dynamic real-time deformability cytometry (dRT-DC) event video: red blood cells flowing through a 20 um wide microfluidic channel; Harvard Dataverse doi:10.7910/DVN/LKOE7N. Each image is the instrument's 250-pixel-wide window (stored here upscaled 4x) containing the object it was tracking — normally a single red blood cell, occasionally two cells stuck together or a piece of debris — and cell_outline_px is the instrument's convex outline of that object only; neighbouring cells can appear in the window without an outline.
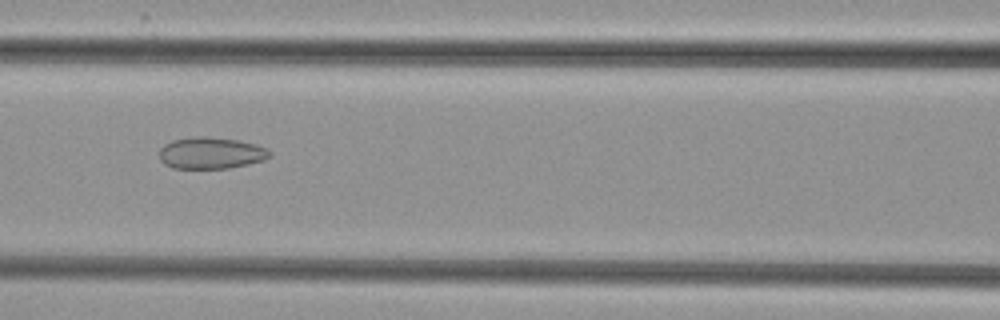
{"species": "common noctule bat (a hibernating species)", "species_latin": "Nyctalus noctula", "temperature_condition": "cold", "stored_images_in_passage": 41, "camera_frame_rate_fps": 3000, "um_per_image_px": 0.085, "animal": {"sex": "female", "body_mass_g": 29.2, "forearm_length_mm": 56.3}, "frame": {"image": 1, "passage_image": 16, "time_ms": 5.0, "image_size_px": [1000, 320], "cell_outline_px": [[272, 156], [264, 160], [248, 164], [228, 168], [172, 168], [164, 164], [160, 160], [160, 148], [164, 144], [172, 140], [196, 136], [204, 136], [240, 140], [256, 144], [268, 148], [272, 152]], "centroid_in_image_um": [17.96, 13.0], "position_along_channel_um": 148.6, "area_um2": 20.58}}
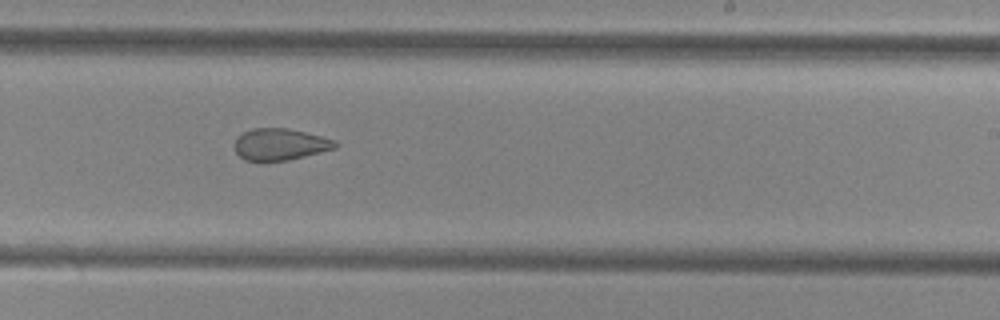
{"frame": {"image": 2, "passage_image": 25, "time_ms": 8.0, "image_size_px": [1000, 320], "cell_outline_px": [[340, 144], [336, 148], [288, 160], [244, 160], [236, 152], [232, 144], [236, 136], [252, 128], [288, 128], [336, 140]], "centroid_in_image_um": [23.78, 12.25], "position_along_channel_um": 265.2, "area_um2": 18.61}}
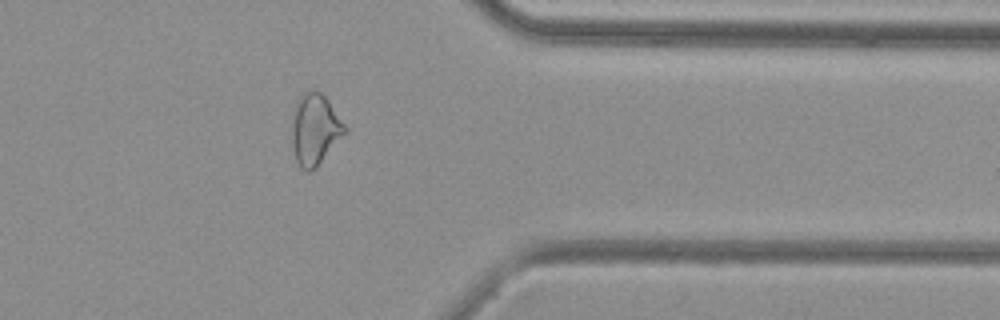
{"frame": {"image": 3, "passage_image": 35, "time_ms": 11.333, "image_size_px": [1000, 320], "cell_outline_px": [[348, 128], [316, 168], [308, 172], [300, 168], [296, 160], [292, 144], [292, 124], [296, 104], [300, 96], [308, 88], [316, 88], [328, 100]], "centroid_in_image_um": [26.76, 10.97], "position_along_channel_um": 384.6, "area_um2": 21.79}}